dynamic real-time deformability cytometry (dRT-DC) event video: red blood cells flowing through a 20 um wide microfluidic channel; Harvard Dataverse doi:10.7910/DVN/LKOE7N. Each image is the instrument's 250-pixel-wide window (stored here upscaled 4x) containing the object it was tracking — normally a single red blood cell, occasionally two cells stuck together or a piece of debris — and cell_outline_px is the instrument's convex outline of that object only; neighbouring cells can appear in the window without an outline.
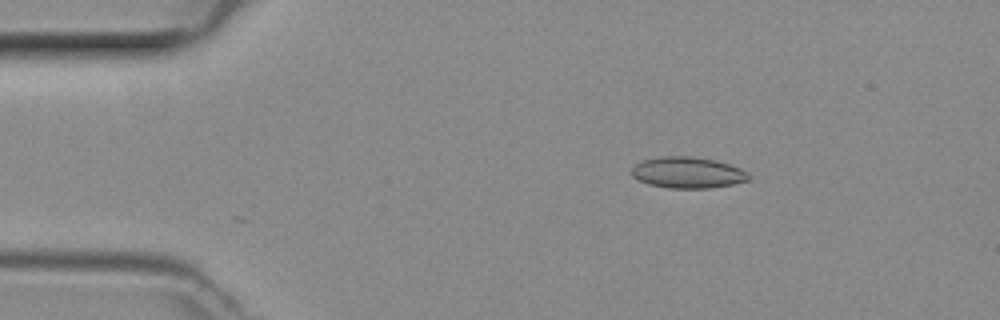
{"species": "common noctule bat (a hibernating species)", "species_latin": "Nyctalus noctula", "temperature_condition": "room temperature", "stored_images_in_passage": 30, "camera_frame_rate_fps": 3000, "um_per_image_px": 0.085, "animal": {"sex": "female", "body_mass_g": 29.2, "forearm_length_mm": 56.3}, "frame": {"image": 1, "passage_image": 1, "time_ms": 0.0, "image_size_px": [1000, 320], "cell_outline_px": [[748, 180], [732, 184], [708, 188], [668, 188], [648, 184], [632, 176], [632, 168], [636, 164], [644, 160], [660, 156], [688, 156], [716, 160], [740, 168], [748, 172]], "centroid_in_image_um": [58.44, 14.67], "position_along_channel_um": 26.6, "area_um2": 21.1}}
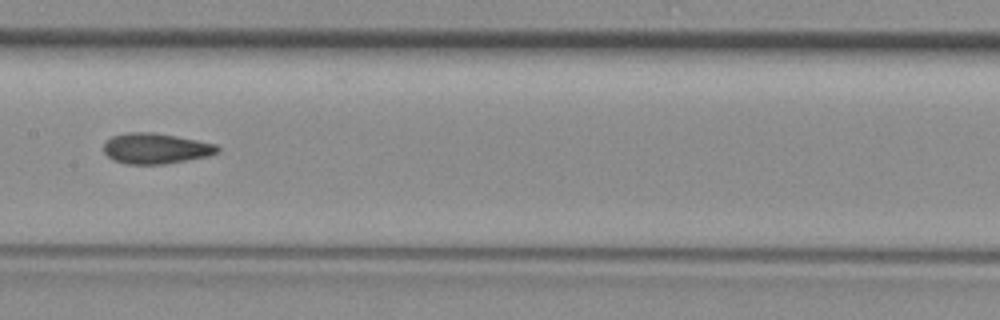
{"frame": {"image": 2, "passage_image": 17, "time_ms": 5.333, "image_size_px": [1000, 320], "cell_outline_px": [[220, 148], [216, 152], [208, 156], [164, 164], [128, 164], [112, 160], [104, 152], [104, 144], [112, 136], [128, 132], [152, 132], [176, 136], [216, 144]], "centroid_in_image_um": [13.21, 12.62], "position_along_channel_um": 194.2, "area_um2": 20.11}}
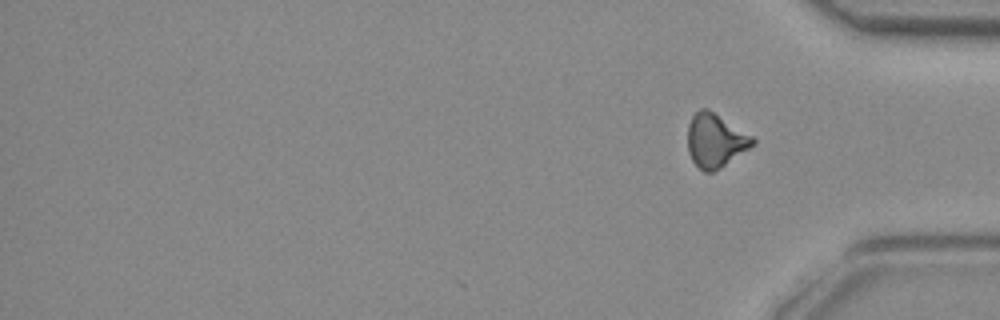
{"frame": {"image": 3, "passage_image": 30, "time_ms": 9.667, "image_size_px": [1000, 320], "cell_outline_px": [[756, 144], [720, 168], [712, 172], [704, 172], [692, 160], [688, 152], [688, 124], [692, 116], [700, 108], [708, 108], [752, 136], [756, 140]], "centroid_in_image_um": [60.8, 11.94], "position_along_channel_um": 374.4, "area_um2": 20.29}}